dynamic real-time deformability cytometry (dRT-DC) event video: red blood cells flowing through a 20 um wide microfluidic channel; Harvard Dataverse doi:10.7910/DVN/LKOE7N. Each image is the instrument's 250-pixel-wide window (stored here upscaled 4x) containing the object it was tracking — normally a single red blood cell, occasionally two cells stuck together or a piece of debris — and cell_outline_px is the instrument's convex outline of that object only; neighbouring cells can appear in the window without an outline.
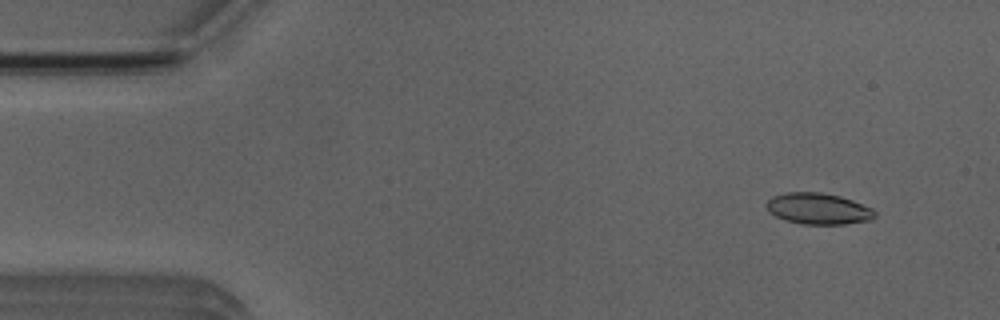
{"species": "Egyptian fruit bat (a non-hibernating species)", "species_latin": "Rousettus aegyptiacus", "temperature_condition": "room temperature", "stored_images_in_passage": 7, "camera_frame_rate_fps": 3000, "um_per_image_px": 0.085, "animal": {"sex": "male"}, "frame": {"image": 1, "passage_image": 2, "time_ms": 1.0, "image_size_px": [1000, 320], "cell_outline_px": [[876, 216], [872, 220], [844, 224], [800, 224], [784, 220], [768, 212], [764, 204], [772, 196], [784, 192], [820, 192], [840, 196], [852, 200], [872, 208], [876, 212]], "centroid_in_image_um": [69.52, 17.74], "position_along_channel_um": 15.5, "area_um2": 20.0}}